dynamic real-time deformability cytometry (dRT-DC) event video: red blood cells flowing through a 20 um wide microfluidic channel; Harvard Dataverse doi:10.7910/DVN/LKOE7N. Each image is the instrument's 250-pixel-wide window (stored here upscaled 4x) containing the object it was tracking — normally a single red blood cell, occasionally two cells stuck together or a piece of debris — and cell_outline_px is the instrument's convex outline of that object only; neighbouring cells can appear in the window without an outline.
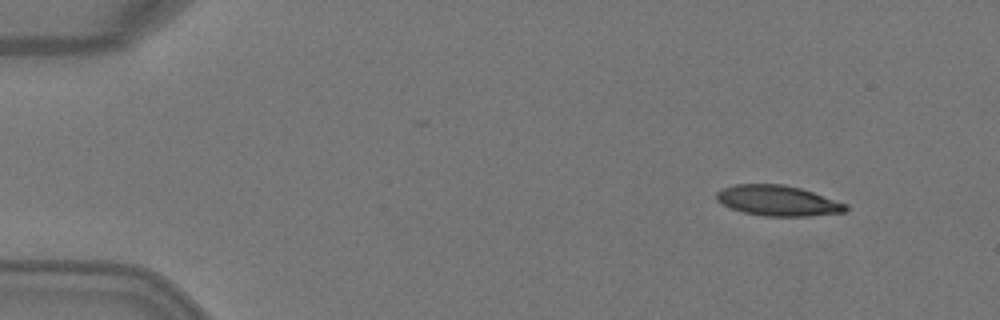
{"species": "Egyptian fruit bat (a non-hibernating species)", "species_latin": "Rousettus aegyptiacus", "temperature_condition": "warm", "stored_images_in_passage": 4, "camera_frame_rate_fps": 3000, "um_per_image_px": 0.085, "animal": {"sex": "female"}, "frame": {"image": 1, "passage_image": 1, "time_ms": 0.0, "image_size_px": [1000, 320], "cell_outline_px": [[848, 208], [844, 212], [808, 216], [764, 216], [744, 212], [728, 208], [720, 204], [716, 200], [716, 192], [724, 188], [736, 184], [784, 184], [800, 188], [848, 204]], "centroid_in_image_um": [66.08, 17.06], "position_along_channel_um": 18.9, "area_um2": 22.95}}
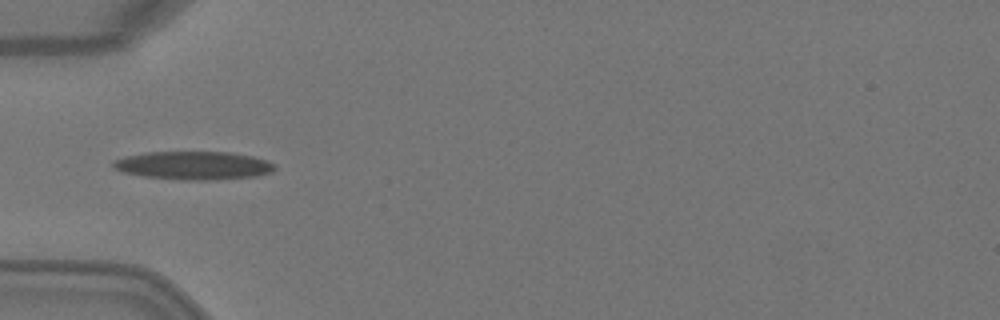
{"frame": {"image": 2, "passage_image": 4, "time_ms": 1.0, "image_size_px": [1000, 320], "cell_outline_px": [[276, 168], [272, 172], [256, 176], [216, 180], [184, 180], [144, 176], [120, 172], [112, 164], [116, 160], [124, 156], [148, 152], [232, 152], [252, 156], [268, 160]], "centroid_in_image_um": [16.48, 14.06], "position_along_channel_um": 68.5, "area_um2": 26.65}}